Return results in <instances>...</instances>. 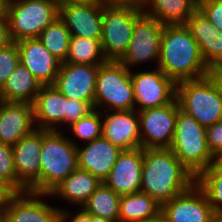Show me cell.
Instances as JSON below:
<instances>
[{
	"instance_id": "6",
	"label": "cell",
	"mask_w": 222,
	"mask_h": 222,
	"mask_svg": "<svg viewBox=\"0 0 222 222\" xmlns=\"http://www.w3.org/2000/svg\"><path fill=\"white\" fill-rule=\"evenodd\" d=\"M94 109L99 111L135 109L130 71L121 62L107 61L99 65Z\"/></svg>"
},
{
	"instance_id": "12",
	"label": "cell",
	"mask_w": 222,
	"mask_h": 222,
	"mask_svg": "<svg viewBox=\"0 0 222 222\" xmlns=\"http://www.w3.org/2000/svg\"><path fill=\"white\" fill-rule=\"evenodd\" d=\"M142 149L170 148L176 127L178 101L138 111Z\"/></svg>"
},
{
	"instance_id": "31",
	"label": "cell",
	"mask_w": 222,
	"mask_h": 222,
	"mask_svg": "<svg viewBox=\"0 0 222 222\" xmlns=\"http://www.w3.org/2000/svg\"><path fill=\"white\" fill-rule=\"evenodd\" d=\"M38 38L53 56L61 62H65L71 34L59 17L46 26Z\"/></svg>"
},
{
	"instance_id": "16",
	"label": "cell",
	"mask_w": 222,
	"mask_h": 222,
	"mask_svg": "<svg viewBox=\"0 0 222 222\" xmlns=\"http://www.w3.org/2000/svg\"><path fill=\"white\" fill-rule=\"evenodd\" d=\"M102 127V136L122 150L141 148L140 119L135 109L102 111Z\"/></svg>"
},
{
	"instance_id": "17",
	"label": "cell",
	"mask_w": 222,
	"mask_h": 222,
	"mask_svg": "<svg viewBox=\"0 0 222 222\" xmlns=\"http://www.w3.org/2000/svg\"><path fill=\"white\" fill-rule=\"evenodd\" d=\"M20 63L24 65L41 85H53L61 61L53 56L39 38L17 41Z\"/></svg>"
},
{
	"instance_id": "44",
	"label": "cell",
	"mask_w": 222,
	"mask_h": 222,
	"mask_svg": "<svg viewBox=\"0 0 222 222\" xmlns=\"http://www.w3.org/2000/svg\"><path fill=\"white\" fill-rule=\"evenodd\" d=\"M145 222H169L160 212L156 217L150 218Z\"/></svg>"
},
{
	"instance_id": "50",
	"label": "cell",
	"mask_w": 222,
	"mask_h": 222,
	"mask_svg": "<svg viewBox=\"0 0 222 222\" xmlns=\"http://www.w3.org/2000/svg\"><path fill=\"white\" fill-rule=\"evenodd\" d=\"M2 102H3V98H2V95H1V91H0V106H1Z\"/></svg>"
},
{
	"instance_id": "40",
	"label": "cell",
	"mask_w": 222,
	"mask_h": 222,
	"mask_svg": "<svg viewBox=\"0 0 222 222\" xmlns=\"http://www.w3.org/2000/svg\"><path fill=\"white\" fill-rule=\"evenodd\" d=\"M105 6L133 7L143 9L145 0H103Z\"/></svg>"
},
{
	"instance_id": "39",
	"label": "cell",
	"mask_w": 222,
	"mask_h": 222,
	"mask_svg": "<svg viewBox=\"0 0 222 222\" xmlns=\"http://www.w3.org/2000/svg\"><path fill=\"white\" fill-rule=\"evenodd\" d=\"M13 43L10 35L9 22L6 13H0V49Z\"/></svg>"
},
{
	"instance_id": "36",
	"label": "cell",
	"mask_w": 222,
	"mask_h": 222,
	"mask_svg": "<svg viewBox=\"0 0 222 222\" xmlns=\"http://www.w3.org/2000/svg\"><path fill=\"white\" fill-rule=\"evenodd\" d=\"M198 9L222 32V0H201Z\"/></svg>"
},
{
	"instance_id": "35",
	"label": "cell",
	"mask_w": 222,
	"mask_h": 222,
	"mask_svg": "<svg viewBox=\"0 0 222 222\" xmlns=\"http://www.w3.org/2000/svg\"><path fill=\"white\" fill-rule=\"evenodd\" d=\"M94 110V107L86 101L67 98V108L64 116L63 124L69 127L72 123L87 116Z\"/></svg>"
},
{
	"instance_id": "20",
	"label": "cell",
	"mask_w": 222,
	"mask_h": 222,
	"mask_svg": "<svg viewBox=\"0 0 222 222\" xmlns=\"http://www.w3.org/2000/svg\"><path fill=\"white\" fill-rule=\"evenodd\" d=\"M59 18L71 36L101 40L102 6L59 4Z\"/></svg>"
},
{
	"instance_id": "8",
	"label": "cell",
	"mask_w": 222,
	"mask_h": 222,
	"mask_svg": "<svg viewBox=\"0 0 222 222\" xmlns=\"http://www.w3.org/2000/svg\"><path fill=\"white\" fill-rule=\"evenodd\" d=\"M141 9L120 6H102L101 44L107 61H119L130 44L135 20Z\"/></svg>"
},
{
	"instance_id": "37",
	"label": "cell",
	"mask_w": 222,
	"mask_h": 222,
	"mask_svg": "<svg viewBox=\"0 0 222 222\" xmlns=\"http://www.w3.org/2000/svg\"><path fill=\"white\" fill-rule=\"evenodd\" d=\"M207 144L216 158H222V119L206 127Z\"/></svg>"
},
{
	"instance_id": "27",
	"label": "cell",
	"mask_w": 222,
	"mask_h": 222,
	"mask_svg": "<svg viewBox=\"0 0 222 222\" xmlns=\"http://www.w3.org/2000/svg\"><path fill=\"white\" fill-rule=\"evenodd\" d=\"M160 211L161 205L147 193L121 195L119 222H145L156 217Z\"/></svg>"
},
{
	"instance_id": "32",
	"label": "cell",
	"mask_w": 222,
	"mask_h": 222,
	"mask_svg": "<svg viewBox=\"0 0 222 222\" xmlns=\"http://www.w3.org/2000/svg\"><path fill=\"white\" fill-rule=\"evenodd\" d=\"M67 131L72 132V138L68 136V139L78 147L77 141L78 138L82 141H86L85 143L91 142L97 138L102 137L103 127H102V111L98 109H94L87 116L82 117L78 121L72 123L69 127H67Z\"/></svg>"
},
{
	"instance_id": "33",
	"label": "cell",
	"mask_w": 222,
	"mask_h": 222,
	"mask_svg": "<svg viewBox=\"0 0 222 222\" xmlns=\"http://www.w3.org/2000/svg\"><path fill=\"white\" fill-rule=\"evenodd\" d=\"M0 181L17 193V175L12 146L0 142Z\"/></svg>"
},
{
	"instance_id": "15",
	"label": "cell",
	"mask_w": 222,
	"mask_h": 222,
	"mask_svg": "<svg viewBox=\"0 0 222 222\" xmlns=\"http://www.w3.org/2000/svg\"><path fill=\"white\" fill-rule=\"evenodd\" d=\"M46 194L14 193L6 205L5 222H62V209L41 200Z\"/></svg>"
},
{
	"instance_id": "13",
	"label": "cell",
	"mask_w": 222,
	"mask_h": 222,
	"mask_svg": "<svg viewBox=\"0 0 222 222\" xmlns=\"http://www.w3.org/2000/svg\"><path fill=\"white\" fill-rule=\"evenodd\" d=\"M160 212L169 222H210L215 214L205 192L196 182L162 204Z\"/></svg>"
},
{
	"instance_id": "49",
	"label": "cell",
	"mask_w": 222,
	"mask_h": 222,
	"mask_svg": "<svg viewBox=\"0 0 222 222\" xmlns=\"http://www.w3.org/2000/svg\"><path fill=\"white\" fill-rule=\"evenodd\" d=\"M6 4L13 2V1H19V0H3Z\"/></svg>"
},
{
	"instance_id": "28",
	"label": "cell",
	"mask_w": 222,
	"mask_h": 222,
	"mask_svg": "<svg viewBox=\"0 0 222 222\" xmlns=\"http://www.w3.org/2000/svg\"><path fill=\"white\" fill-rule=\"evenodd\" d=\"M121 195L102 183L88 198L82 209L93 216L119 222V205Z\"/></svg>"
},
{
	"instance_id": "42",
	"label": "cell",
	"mask_w": 222,
	"mask_h": 222,
	"mask_svg": "<svg viewBox=\"0 0 222 222\" xmlns=\"http://www.w3.org/2000/svg\"><path fill=\"white\" fill-rule=\"evenodd\" d=\"M14 192L2 181H0V206H6Z\"/></svg>"
},
{
	"instance_id": "4",
	"label": "cell",
	"mask_w": 222,
	"mask_h": 222,
	"mask_svg": "<svg viewBox=\"0 0 222 222\" xmlns=\"http://www.w3.org/2000/svg\"><path fill=\"white\" fill-rule=\"evenodd\" d=\"M170 149L195 177L216 158L207 144L206 127L180 109L179 104L175 134Z\"/></svg>"
},
{
	"instance_id": "22",
	"label": "cell",
	"mask_w": 222,
	"mask_h": 222,
	"mask_svg": "<svg viewBox=\"0 0 222 222\" xmlns=\"http://www.w3.org/2000/svg\"><path fill=\"white\" fill-rule=\"evenodd\" d=\"M184 24L199 45L207 67L210 69L222 65V32L198 8Z\"/></svg>"
},
{
	"instance_id": "18",
	"label": "cell",
	"mask_w": 222,
	"mask_h": 222,
	"mask_svg": "<svg viewBox=\"0 0 222 222\" xmlns=\"http://www.w3.org/2000/svg\"><path fill=\"white\" fill-rule=\"evenodd\" d=\"M144 149L123 150L103 183L119 195L140 192Z\"/></svg>"
},
{
	"instance_id": "34",
	"label": "cell",
	"mask_w": 222,
	"mask_h": 222,
	"mask_svg": "<svg viewBox=\"0 0 222 222\" xmlns=\"http://www.w3.org/2000/svg\"><path fill=\"white\" fill-rule=\"evenodd\" d=\"M19 63V49L16 42L0 49V89Z\"/></svg>"
},
{
	"instance_id": "48",
	"label": "cell",
	"mask_w": 222,
	"mask_h": 222,
	"mask_svg": "<svg viewBox=\"0 0 222 222\" xmlns=\"http://www.w3.org/2000/svg\"><path fill=\"white\" fill-rule=\"evenodd\" d=\"M6 3L3 0H0V13L6 12Z\"/></svg>"
},
{
	"instance_id": "9",
	"label": "cell",
	"mask_w": 222,
	"mask_h": 222,
	"mask_svg": "<svg viewBox=\"0 0 222 222\" xmlns=\"http://www.w3.org/2000/svg\"><path fill=\"white\" fill-rule=\"evenodd\" d=\"M165 25L144 12L135 20L133 34L124 56L119 60L131 71L136 65L156 61L160 57L161 36Z\"/></svg>"
},
{
	"instance_id": "21",
	"label": "cell",
	"mask_w": 222,
	"mask_h": 222,
	"mask_svg": "<svg viewBox=\"0 0 222 222\" xmlns=\"http://www.w3.org/2000/svg\"><path fill=\"white\" fill-rule=\"evenodd\" d=\"M83 146L77 147L78 168L90 172L103 182L123 150L103 136Z\"/></svg>"
},
{
	"instance_id": "26",
	"label": "cell",
	"mask_w": 222,
	"mask_h": 222,
	"mask_svg": "<svg viewBox=\"0 0 222 222\" xmlns=\"http://www.w3.org/2000/svg\"><path fill=\"white\" fill-rule=\"evenodd\" d=\"M198 8L196 0H145L142 11L164 25L184 24Z\"/></svg>"
},
{
	"instance_id": "14",
	"label": "cell",
	"mask_w": 222,
	"mask_h": 222,
	"mask_svg": "<svg viewBox=\"0 0 222 222\" xmlns=\"http://www.w3.org/2000/svg\"><path fill=\"white\" fill-rule=\"evenodd\" d=\"M99 65L62 62L53 85L67 98L89 102L94 107Z\"/></svg>"
},
{
	"instance_id": "10",
	"label": "cell",
	"mask_w": 222,
	"mask_h": 222,
	"mask_svg": "<svg viewBox=\"0 0 222 222\" xmlns=\"http://www.w3.org/2000/svg\"><path fill=\"white\" fill-rule=\"evenodd\" d=\"M135 72V73H134ZM135 110L143 111L172 103L176 99L177 84L156 66L155 70L130 71Z\"/></svg>"
},
{
	"instance_id": "29",
	"label": "cell",
	"mask_w": 222,
	"mask_h": 222,
	"mask_svg": "<svg viewBox=\"0 0 222 222\" xmlns=\"http://www.w3.org/2000/svg\"><path fill=\"white\" fill-rule=\"evenodd\" d=\"M65 62L89 65H101L107 62L101 40L71 36Z\"/></svg>"
},
{
	"instance_id": "3",
	"label": "cell",
	"mask_w": 222,
	"mask_h": 222,
	"mask_svg": "<svg viewBox=\"0 0 222 222\" xmlns=\"http://www.w3.org/2000/svg\"><path fill=\"white\" fill-rule=\"evenodd\" d=\"M65 131L43 130L40 160V193L49 194L78 169L77 146L63 135Z\"/></svg>"
},
{
	"instance_id": "38",
	"label": "cell",
	"mask_w": 222,
	"mask_h": 222,
	"mask_svg": "<svg viewBox=\"0 0 222 222\" xmlns=\"http://www.w3.org/2000/svg\"><path fill=\"white\" fill-rule=\"evenodd\" d=\"M62 222H92V215L86 213L82 208L75 213L62 208Z\"/></svg>"
},
{
	"instance_id": "23",
	"label": "cell",
	"mask_w": 222,
	"mask_h": 222,
	"mask_svg": "<svg viewBox=\"0 0 222 222\" xmlns=\"http://www.w3.org/2000/svg\"><path fill=\"white\" fill-rule=\"evenodd\" d=\"M67 108V97L54 85H42L33 102L36 128L65 131L61 129Z\"/></svg>"
},
{
	"instance_id": "30",
	"label": "cell",
	"mask_w": 222,
	"mask_h": 222,
	"mask_svg": "<svg viewBox=\"0 0 222 222\" xmlns=\"http://www.w3.org/2000/svg\"><path fill=\"white\" fill-rule=\"evenodd\" d=\"M215 213H222V158L214 161L196 177Z\"/></svg>"
},
{
	"instance_id": "1",
	"label": "cell",
	"mask_w": 222,
	"mask_h": 222,
	"mask_svg": "<svg viewBox=\"0 0 222 222\" xmlns=\"http://www.w3.org/2000/svg\"><path fill=\"white\" fill-rule=\"evenodd\" d=\"M196 177L170 148L144 149L140 192L162 205L187 190Z\"/></svg>"
},
{
	"instance_id": "19",
	"label": "cell",
	"mask_w": 222,
	"mask_h": 222,
	"mask_svg": "<svg viewBox=\"0 0 222 222\" xmlns=\"http://www.w3.org/2000/svg\"><path fill=\"white\" fill-rule=\"evenodd\" d=\"M35 129L33 104L2 102L0 106V142L13 146Z\"/></svg>"
},
{
	"instance_id": "7",
	"label": "cell",
	"mask_w": 222,
	"mask_h": 222,
	"mask_svg": "<svg viewBox=\"0 0 222 222\" xmlns=\"http://www.w3.org/2000/svg\"><path fill=\"white\" fill-rule=\"evenodd\" d=\"M10 35L13 42L38 38L43 29L59 17L55 0H19L6 5Z\"/></svg>"
},
{
	"instance_id": "41",
	"label": "cell",
	"mask_w": 222,
	"mask_h": 222,
	"mask_svg": "<svg viewBox=\"0 0 222 222\" xmlns=\"http://www.w3.org/2000/svg\"><path fill=\"white\" fill-rule=\"evenodd\" d=\"M208 75L216 84L220 95L222 96V65H218L209 69Z\"/></svg>"
},
{
	"instance_id": "2",
	"label": "cell",
	"mask_w": 222,
	"mask_h": 222,
	"mask_svg": "<svg viewBox=\"0 0 222 222\" xmlns=\"http://www.w3.org/2000/svg\"><path fill=\"white\" fill-rule=\"evenodd\" d=\"M158 67L176 84L208 75L199 45L185 24L165 25Z\"/></svg>"
},
{
	"instance_id": "46",
	"label": "cell",
	"mask_w": 222,
	"mask_h": 222,
	"mask_svg": "<svg viewBox=\"0 0 222 222\" xmlns=\"http://www.w3.org/2000/svg\"><path fill=\"white\" fill-rule=\"evenodd\" d=\"M92 222H114L106 218L97 217L92 215Z\"/></svg>"
},
{
	"instance_id": "43",
	"label": "cell",
	"mask_w": 222,
	"mask_h": 222,
	"mask_svg": "<svg viewBox=\"0 0 222 222\" xmlns=\"http://www.w3.org/2000/svg\"><path fill=\"white\" fill-rule=\"evenodd\" d=\"M59 4H82L91 6H103V0H58Z\"/></svg>"
},
{
	"instance_id": "5",
	"label": "cell",
	"mask_w": 222,
	"mask_h": 222,
	"mask_svg": "<svg viewBox=\"0 0 222 222\" xmlns=\"http://www.w3.org/2000/svg\"><path fill=\"white\" fill-rule=\"evenodd\" d=\"M176 99L180 109L202 126L222 119V96L209 75L177 83Z\"/></svg>"
},
{
	"instance_id": "45",
	"label": "cell",
	"mask_w": 222,
	"mask_h": 222,
	"mask_svg": "<svg viewBox=\"0 0 222 222\" xmlns=\"http://www.w3.org/2000/svg\"><path fill=\"white\" fill-rule=\"evenodd\" d=\"M6 206H0V222H5Z\"/></svg>"
},
{
	"instance_id": "24",
	"label": "cell",
	"mask_w": 222,
	"mask_h": 222,
	"mask_svg": "<svg viewBox=\"0 0 222 222\" xmlns=\"http://www.w3.org/2000/svg\"><path fill=\"white\" fill-rule=\"evenodd\" d=\"M103 182L90 172L76 169L59 185H57L46 198H56L58 196L69 202V204L79 205V208L86 203L88 198Z\"/></svg>"
},
{
	"instance_id": "11",
	"label": "cell",
	"mask_w": 222,
	"mask_h": 222,
	"mask_svg": "<svg viewBox=\"0 0 222 222\" xmlns=\"http://www.w3.org/2000/svg\"><path fill=\"white\" fill-rule=\"evenodd\" d=\"M43 129L36 128L12 146L17 175V193H40V160Z\"/></svg>"
},
{
	"instance_id": "47",
	"label": "cell",
	"mask_w": 222,
	"mask_h": 222,
	"mask_svg": "<svg viewBox=\"0 0 222 222\" xmlns=\"http://www.w3.org/2000/svg\"><path fill=\"white\" fill-rule=\"evenodd\" d=\"M210 222H222V213H215Z\"/></svg>"
},
{
	"instance_id": "25",
	"label": "cell",
	"mask_w": 222,
	"mask_h": 222,
	"mask_svg": "<svg viewBox=\"0 0 222 222\" xmlns=\"http://www.w3.org/2000/svg\"><path fill=\"white\" fill-rule=\"evenodd\" d=\"M41 86L33 74L19 63L0 91L3 101L33 104Z\"/></svg>"
}]
</instances>
